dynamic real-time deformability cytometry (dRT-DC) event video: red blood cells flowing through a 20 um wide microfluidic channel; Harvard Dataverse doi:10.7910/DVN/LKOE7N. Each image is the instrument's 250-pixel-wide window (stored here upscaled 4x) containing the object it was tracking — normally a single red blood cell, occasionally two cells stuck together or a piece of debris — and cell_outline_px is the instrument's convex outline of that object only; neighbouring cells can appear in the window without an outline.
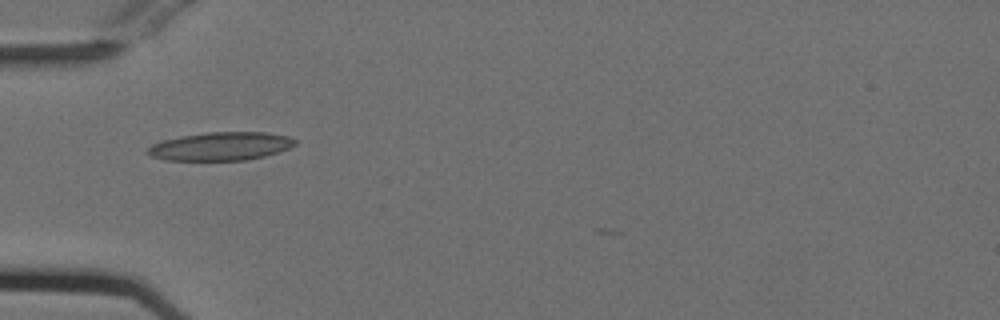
{"species": "Egyptian fruit bat (a non-hibernating species)", "species_latin": "Rousettus aegyptiacus", "temperature_condition": "cold", "stored_images_in_passage": 4, "camera_frame_rate_fps": 3000, "um_per_image_px": 0.085, "animal": {"sex": "female"}, "frame": {"image": 1, "passage_image": 1, "time_ms": 0.0, "image_size_px": [1000, 320], "cell_outline_px": [[296, 144], [280, 152], [248, 160], [164, 160], [152, 156], [144, 152], [152, 144], [160, 140], [208, 132], [268, 132], [288, 136], [296, 140]], "centroid_in_image_um": [18.76, 12.43], "position_along_channel_um": 66.2, "area_um2": 24.39}}